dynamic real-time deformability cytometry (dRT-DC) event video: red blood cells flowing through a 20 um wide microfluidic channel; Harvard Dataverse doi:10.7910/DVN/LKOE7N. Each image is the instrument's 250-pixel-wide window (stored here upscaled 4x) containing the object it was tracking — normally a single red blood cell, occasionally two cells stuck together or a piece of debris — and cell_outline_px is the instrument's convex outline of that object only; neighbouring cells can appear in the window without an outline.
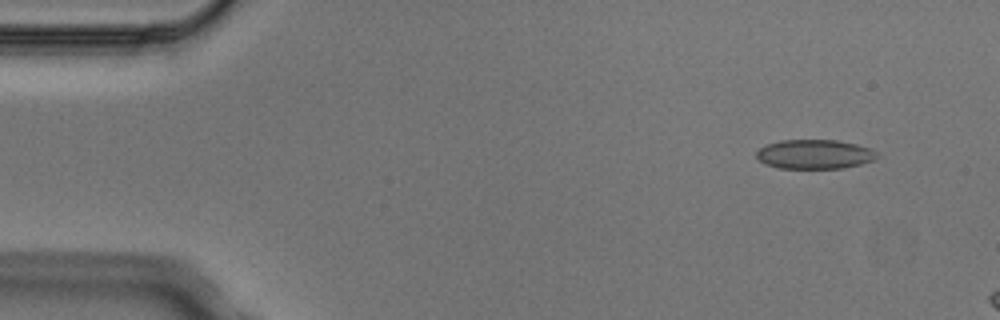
{"species": "Egyptian fruit bat (a non-hibernating species)", "species_latin": "Rousettus aegyptiacus", "temperature_condition": "cold", "stored_images_in_passage": 4, "camera_frame_rate_fps": 3000, "um_per_image_px": 0.085, "animal": {"sex": "male"}, "frame": {"image": 1, "passage_image": 2, "time_ms": 0.333, "image_size_px": [1000, 320], "cell_outline_px": [[876, 160], [844, 168], [780, 168], [764, 164], [756, 156], [756, 152], [760, 148], [768, 144], [780, 140], [836, 140], [856, 144], [872, 148], [876, 152]], "centroid_in_image_um": [69.25, 13.11], "position_along_channel_um": 15.7, "area_um2": 20.58}}